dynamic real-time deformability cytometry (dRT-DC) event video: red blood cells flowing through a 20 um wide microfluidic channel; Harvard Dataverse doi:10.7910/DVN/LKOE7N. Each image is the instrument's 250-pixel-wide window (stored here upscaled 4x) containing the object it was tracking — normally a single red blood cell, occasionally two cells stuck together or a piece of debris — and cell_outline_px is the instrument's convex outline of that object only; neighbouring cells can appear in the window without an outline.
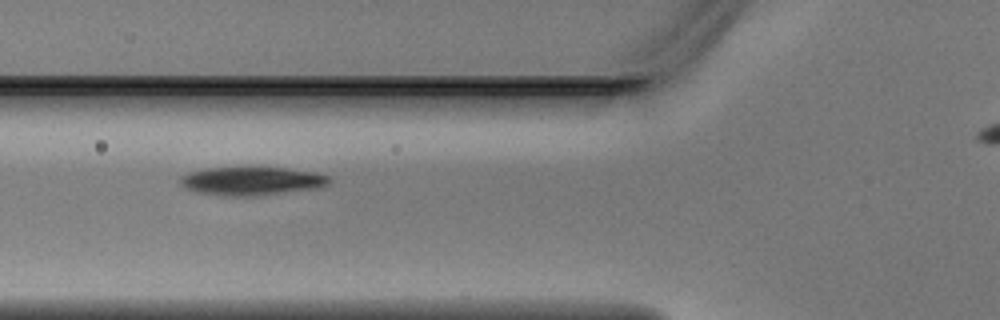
{"species": "Egyptian fruit bat (a non-hibernating species)", "species_latin": "Rousettus aegyptiacus", "temperature_condition": "warm", "stored_images_in_passage": 3, "camera_frame_rate_fps": 3000, "um_per_image_px": 0.085, "animal": {"sex": "male"}, "frame": {"image": 1, "passage_image": 3, "time_ms": 0.667, "image_size_px": [1000, 320], "cell_outline_px": [[332, 180], [328, 184], [320, 188], [260, 196], [220, 196], [196, 192], [184, 188], [180, 184], [180, 176], [188, 172], [208, 168], [288, 168], [316, 172], [328, 176]], "centroid_in_image_um": [21.4, 15.4], "position_along_channel_um": 104.4, "area_um2": 25.03}}